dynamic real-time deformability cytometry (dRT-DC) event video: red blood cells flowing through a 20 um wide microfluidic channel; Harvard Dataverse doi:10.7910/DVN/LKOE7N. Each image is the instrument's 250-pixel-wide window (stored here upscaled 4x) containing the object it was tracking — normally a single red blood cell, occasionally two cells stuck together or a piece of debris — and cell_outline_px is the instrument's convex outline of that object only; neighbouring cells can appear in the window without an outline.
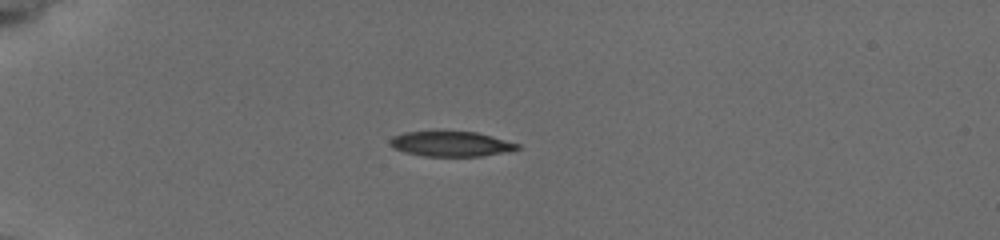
{"species": "common noctule bat (a hibernating species)", "species_latin": "Nyctalus noctula", "temperature_condition": "cold", "stored_images_in_passage": 41, "camera_frame_rate_fps": 3000, "um_per_image_px": 0.085, "animal": {"sex": "female", "body_mass_g": 19.5, "forearm_length_mm": 54.1}, "frame": {"image": 1, "passage_image": 1, "time_ms": 0.0, "image_size_px": [1000, 240], "cell_outline_px": [[520, 148], [508, 152], [480, 156], [424, 156], [404, 152], [392, 148], [388, 144], [388, 140], [392, 136], [404, 132], [476, 132], [520, 144]], "centroid_in_image_um": [38.29, 12.24], "position_along_channel_um": 46.7, "area_um2": 18.61}}
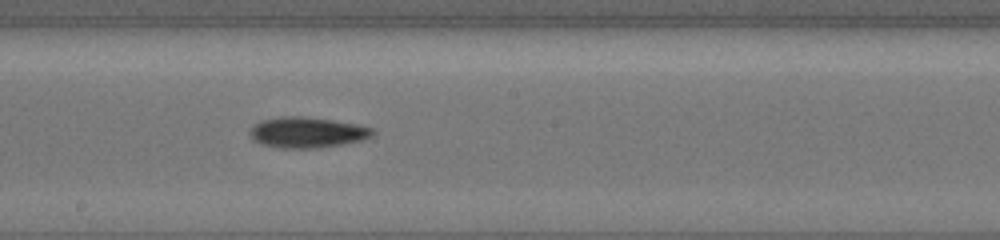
{"frame": {"image": 2, "passage_image": 18, "time_ms": 5.667, "image_size_px": [1000, 240], "cell_outline_px": [[376, 132], [372, 136], [360, 140], [344, 144], [320, 148], [280, 148], [260, 144], [252, 140], [248, 132], [260, 120], [280, 116], [300, 116], [332, 120], [356, 124], [372, 128]], "centroid_in_image_um": [26.08, 11.26], "position_along_channel_um": 222.1, "area_um2": 22.08}}
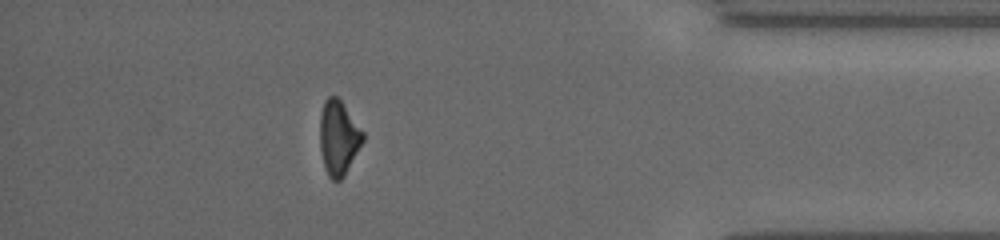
{"frame": {"image": 3, "passage_image": 35, "time_ms": 11.333, "image_size_px": [1000, 240], "cell_outline_px": [[364, 140], [344, 176], [340, 180], [332, 180], [328, 176], [324, 168], [320, 148], [320, 112], [324, 100], [328, 96], [336, 96], [340, 100], [364, 132]], "centroid_in_image_um": [28.76, 11.71], "position_along_channel_um": 406.4, "area_um2": 18.67}, "authors_computed_cell_mechanics": {"area_um2": 20.519, "velocity_mm_per_s": 3.7845, "shape_relaxation_time_tau1_ms": 4.8231, "shape_relaxation_time_tau2_ms": null, "deformation_change_tau1": 0.1426, "deformation_change_tau2": null}}